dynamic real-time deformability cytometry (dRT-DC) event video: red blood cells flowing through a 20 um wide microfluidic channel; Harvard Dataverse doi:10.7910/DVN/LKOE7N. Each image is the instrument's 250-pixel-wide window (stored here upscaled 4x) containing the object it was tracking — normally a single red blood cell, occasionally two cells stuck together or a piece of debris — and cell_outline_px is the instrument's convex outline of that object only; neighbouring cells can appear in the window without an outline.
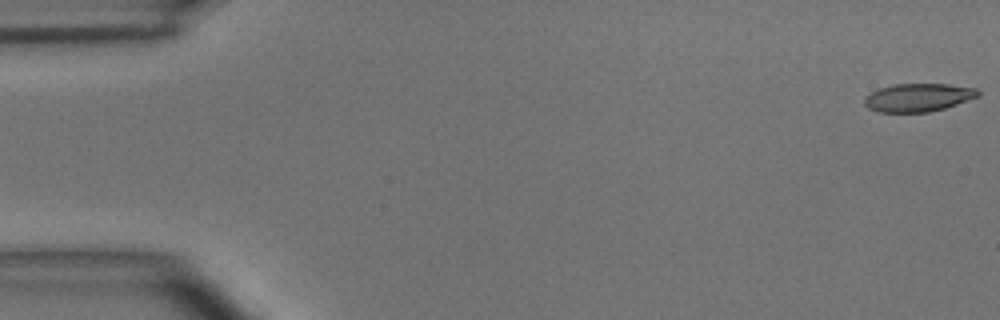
{"species": "common noctule bat (a hibernating species)", "species_latin": "Nyctalus noctula", "temperature_condition": "room temperature", "stored_images_in_passage": 55, "camera_frame_rate_fps": 3000, "um_per_image_px": 0.085, "animal": {"sex": "male", "body_mass_g": 15.6}, "frame": {"image": 1, "passage_image": 1, "time_ms": 0.0, "image_size_px": [1000, 320], "cell_outline_px": [[980, 96], [944, 108], [928, 112], [876, 112], [868, 108], [864, 104], [864, 96], [880, 88], [892, 84], [948, 84], [976, 88], [980, 92]], "centroid_in_image_um": [78.03, 8.28], "position_along_channel_um": 7.0, "area_um2": 18.67}}
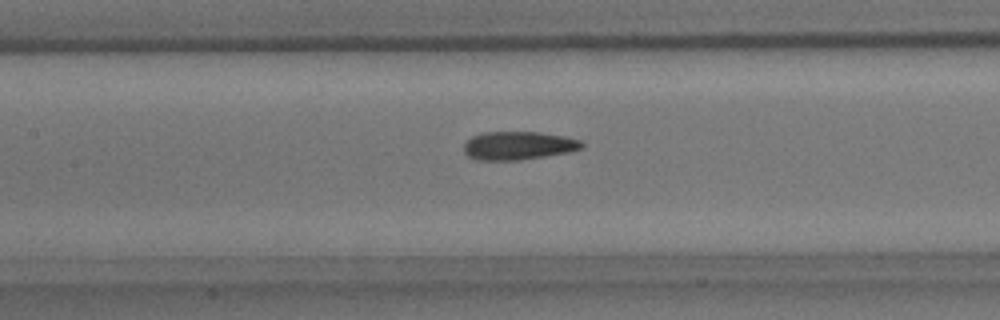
{"frame": {"image": 2, "passage_image": 25, "time_ms": 8.0, "image_size_px": [1000, 320], "cell_outline_px": [[584, 148], [568, 152], [520, 160], [476, 160], [468, 156], [464, 152], [464, 144], [472, 136], [484, 132], [540, 132], [564, 136], [580, 140], [584, 144]], "centroid_in_image_um": [44.06, 12.37], "position_along_channel_um": 163.3, "area_um2": 19.48}}
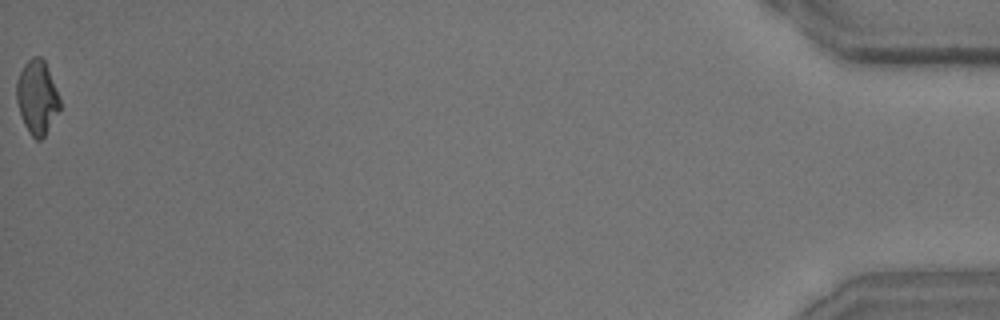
{"frame": {"image": 3, "passage_image": 55, "time_ms": 18.0, "image_size_px": [1000, 320], "cell_outline_px": [[60, 108], [44, 136], [40, 140], [36, 140], [28, 132], [24, 124], [16, 100], [16, 84], [20, 72], [24, 64], [32, 56], [40, 56], [44, 60], [60, 96]], "centroid_in_image_um": [3.15, 8.25], "position_along_channel_um": 432.1, "area_um2": 18.55}, "authors_computed_cell_mechanics": {"area_um2": 19.4208, "velocity_mm_per_s": 3.6548, "shape_relaxation_time_tau1_ms": 5.5759, "shape_relaxation_time_tau2_ms": 2.1643, "deformation_change_tau1": 0.1756, "deformation_change_tau2": 0.0998}}